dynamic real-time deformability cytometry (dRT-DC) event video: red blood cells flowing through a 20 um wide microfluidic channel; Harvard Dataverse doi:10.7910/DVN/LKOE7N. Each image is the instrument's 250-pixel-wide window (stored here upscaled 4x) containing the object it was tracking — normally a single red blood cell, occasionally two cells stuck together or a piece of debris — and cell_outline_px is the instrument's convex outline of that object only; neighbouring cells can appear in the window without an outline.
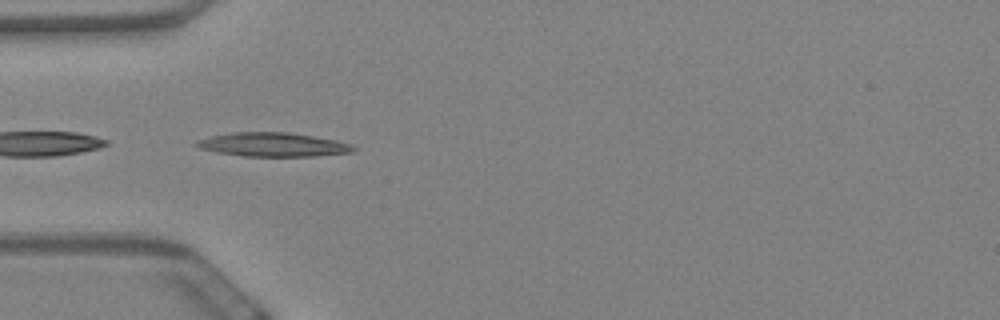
{"species": "Egyptian fruit bat (a non-hibernating species)", "species_latin": "Rousettus aegyptiacus", "temperature_condition": "warm", "stored_images_in_passage": 7, "camera_frame_rate_fps": 3000, "um_per_image_px": 0.085, "animal": {"sex": "female"}, "frame": {"image": 1, "passage_image": 1, "time_ms": 0.0, "image_size_px": [1000, 320], "cell_outline_px": [[356, 148], [352, 152], [316, 156], [244, 156], [216, 152], [200, 148], [196, 144], [196, 140], [212, 136], [232, 132], [288, 132], [336, 140], [348, 144]], "centroid_in_image_um": [23.19, 12.29], "position_along_channel_um": 61.8, "area_um2": 21.62}}
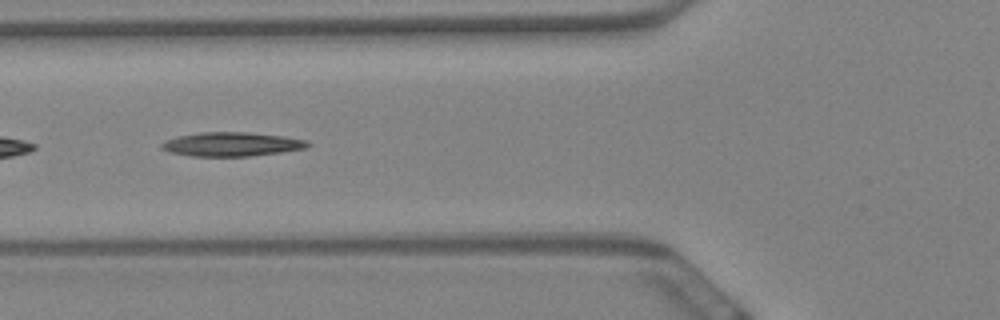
{"frame": {"image": 2, "passage_image": 5, "time_ms": 1.333, "image_size_px": [1000, 320], "cell_outline_px": [[312, 144], [308, 148], [252, 156], [192, 156], [168, 152], [160, 148], [160, 144], [164, 140], [180, 136], [200, 132], [248, 132], [284, 136], [308, 140]], "centroid_in_image_um": [19.71, 12.26], "position_along_channel_um": 106.1, "area_um2": 20.63}}